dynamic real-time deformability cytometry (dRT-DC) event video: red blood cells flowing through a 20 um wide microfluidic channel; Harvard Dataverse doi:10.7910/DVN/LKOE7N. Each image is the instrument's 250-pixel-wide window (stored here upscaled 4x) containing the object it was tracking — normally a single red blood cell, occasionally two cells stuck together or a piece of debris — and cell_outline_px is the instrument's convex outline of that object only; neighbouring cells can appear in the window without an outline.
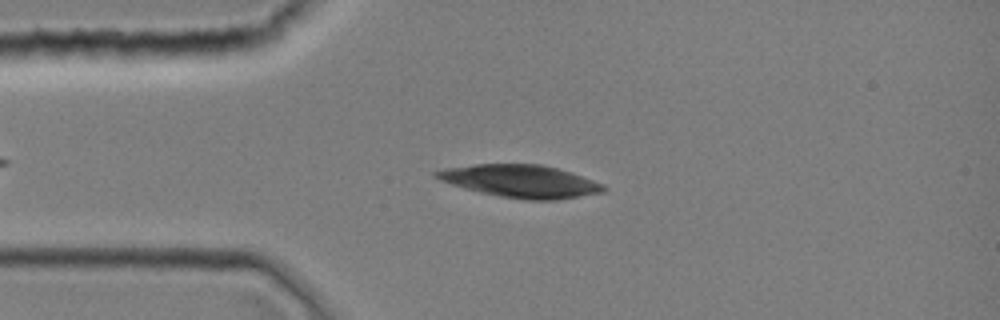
{"species": "common noctule bat (a hibernating species)", "species_latin": "Nyctalus noctula", "temperature_condition": "room temperature", "stored_images_in_passage": 34, "camera_frame_rate_fps": 3000, "um_per_image_px": 0.085, "animal": {"sex": "female", "body_mass_g": 19.0, "forearm_length_mm": 51.5}, "frame": {"image": 1, "passage_image": 6, "time_ms": 1.667, "image_size_px": [1000, 320], "cell_outline_px": [[608, 188], [604, 192], [556, 200], [524, 200], [500, 196], [480, 192], [464, 188], [440, 180], [432, 176], [432, 172], [444, 168], [476, 164], [540, 164], [556, 168], [604, 184]], "centroid_in_image_um": [44.22, 15.4], "position_along_channel_um": 40.8, "area_um2": 31.67}}
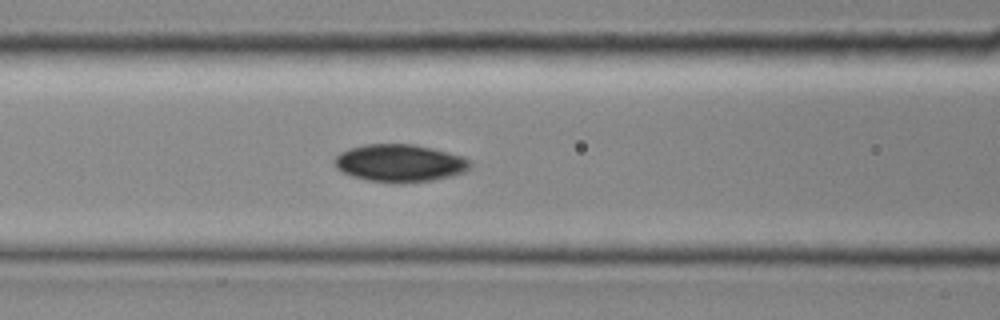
{"frame": {"image": 2, "passage_image": 13, "time_ms": 4.0, "image_size_px": [1000, 320], "cell_outline_px": [[472, 164], [464, 172], [452, 176], [432, 180], [368, 180], [352, 176], [336, 168], [332, 160], [340, 152], [348, 148], [364, 144], [412, 144], [432, 148], [464, 156]], "centroid_in_image_um": [33.96, 13.81], "position_along_channel_um": 132.6, "area_um2": 28.96}}
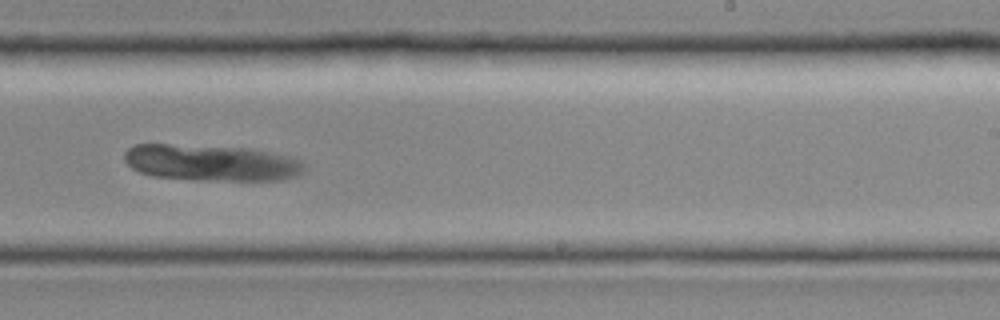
{"frame": {"image": 3, "passage_image": 22, "time_ms": 7.0, "image_size_px": [1000, 320], "cell_outline_px": [[304, 168], [296, 176], [284, 180], [196, 180], [152, 176], [140, 172], [132, 168], [124, 160], [124, 152], [128, 148], [136, 144], [168, 144], [252, 148], [272, 152], [304, 160]], "centroid_in_image_um": [17.96, 13.83], "position_along_channel_um": 271.0, "area_um2": 38.38}}